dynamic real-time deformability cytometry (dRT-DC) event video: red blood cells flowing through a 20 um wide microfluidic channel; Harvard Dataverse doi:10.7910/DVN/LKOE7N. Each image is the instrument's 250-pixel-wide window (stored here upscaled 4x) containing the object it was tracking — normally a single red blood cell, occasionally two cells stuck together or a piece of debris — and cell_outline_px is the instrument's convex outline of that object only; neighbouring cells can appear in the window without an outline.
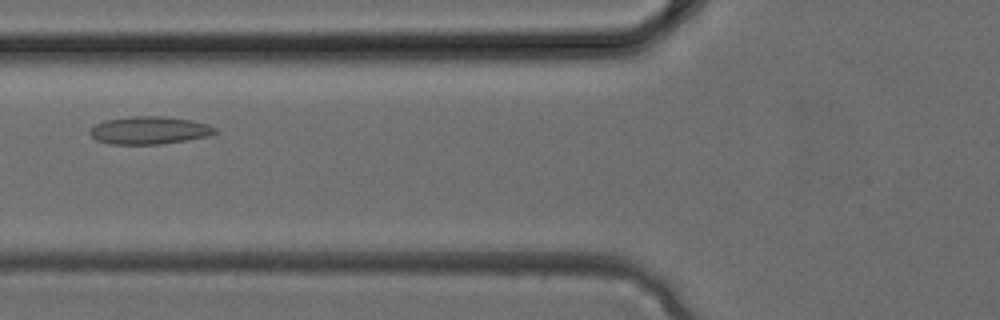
{"species": "common noctule bat (a hibernating species)", "species_latin": "Nyctalus noctula", "temperature_condition": "cold", "stored_images_in_passage": 4, "camera_frame_rate_fps": 3000, "um_per_image_px": 0.085, "animal": {"sex": "female", "body_mass_g": 24.6, "forearm_length_mm": 56.2}, "frame": {"image": 1, "passage_image": 4, "time_ms": 1.0, "image_size_px": [1000, 320], "cell_outline_px": [[216, 132], [208, 136], [160, 144], [108, 144], [96, 140], [88, 132], [96, 124], [104, 120], [132, 116], [164, 116], [192, 120], [208, 124], [216, 128]], "centroid_in_image_um": [12.67, 11.07], "position_along_channel_um": 113.1, "area_um2": 20.17}}